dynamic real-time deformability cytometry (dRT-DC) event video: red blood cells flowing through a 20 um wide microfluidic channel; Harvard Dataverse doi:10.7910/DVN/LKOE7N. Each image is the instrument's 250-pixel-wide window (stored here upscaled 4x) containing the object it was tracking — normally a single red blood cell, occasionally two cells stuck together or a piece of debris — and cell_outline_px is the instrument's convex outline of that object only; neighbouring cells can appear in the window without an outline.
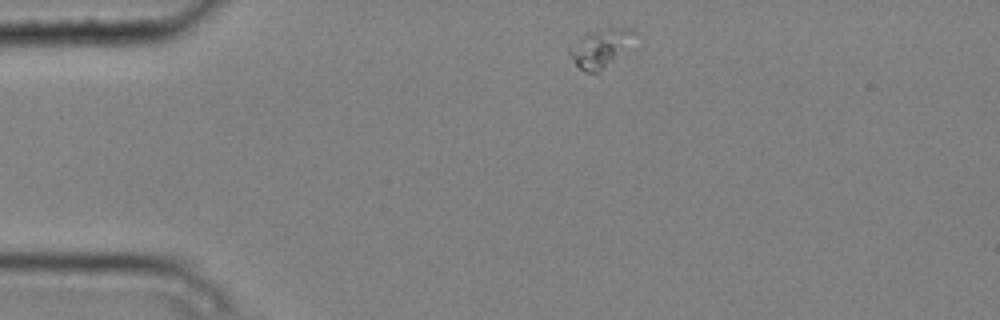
{"species": "common noctule bat (a hibernating species)", "species_latin": "Nyctalus noctula", "temperature_condition": "cold", "stored_images_in_passage": 3, "camera_frame_rate_fps": 3000, "um_per_image_px": 0.085, "animal": {"sex": "male", "body_mass_g": 20.4}, "frame": {"image": 1, "passage_image": 1, "time_ms": 0.0, "image_size_px": [1000, 320], "cell_outline_px": [[640, 36], [600, 72], [588, 72], [580, 68], [576, 64], [568, 52], [568, 48], [584, 36], [608, 28], [632, 28]], "centroid_in_image_um": [51.12, 4.08], "position_along_channel_um": 33.9, "area_um2": 14.05}}
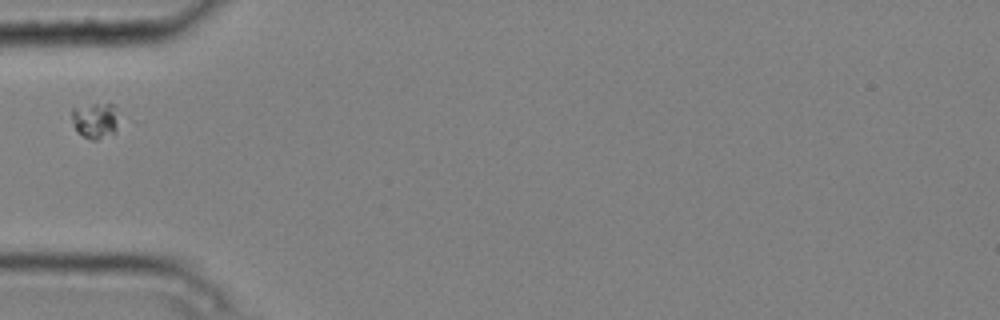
{"frame": {"image": 2, "passage_image": 3, "time_ms": 0.667, "image_size_px": [1000, 320], "cell_outline_px": [[124, 120], [116, 132], [96, 140], [92, 140], [76, 132], [72, 120], [72, 108], [92, 104], [112, 104], [116, 108]], "centroid_in_image_um": [8.2, 10.24], "position_along_channel_um": 76.8, "area_um2": 10.35}}